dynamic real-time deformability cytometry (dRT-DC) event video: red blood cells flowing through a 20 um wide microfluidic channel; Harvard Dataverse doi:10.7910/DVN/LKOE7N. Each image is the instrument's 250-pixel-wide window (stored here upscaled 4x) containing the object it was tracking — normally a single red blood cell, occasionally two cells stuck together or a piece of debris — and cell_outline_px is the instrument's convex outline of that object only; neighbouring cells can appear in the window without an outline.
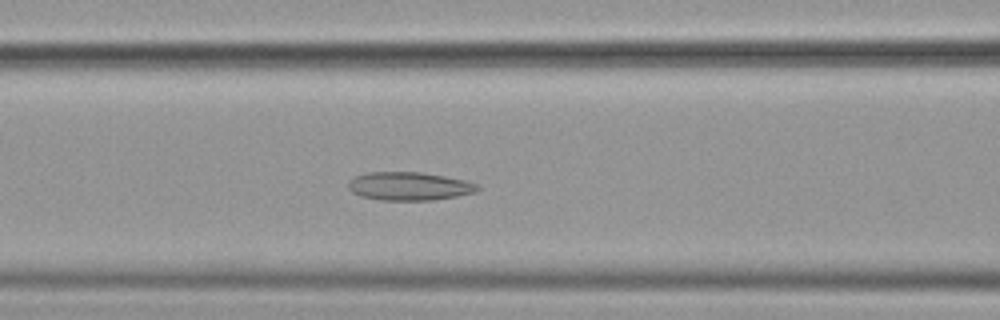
{"species": "common noctule bat (a hibernating species)", "species_latin": "Nyctalus noctula", "temperature_condition": "cold", "stored_images_in_passage": 45, "camera_frame_rate_fps": 3000, "um_per_image_px": 0.085, "animal": {"sex": "female", "body_mass_g": 19.9}, "frame": {"image": 1, "passage_image": 12, "time_ms": 3.667, "image_size_px": [1000, 320], "cell_outline_px": [[480, 188], [476, 192], [456, 196], [432, 200], [380, 200], [360, 196], [352, 192], [348, 188], [348, 184], [356, 176], [368, 172], [420, 172], [444, 176], [464, 180], [476, 184]], "centroid_in_image_um": [34.77, 15.83], "position_along_channel_um": 131.8, "area_um2": 21.15}}
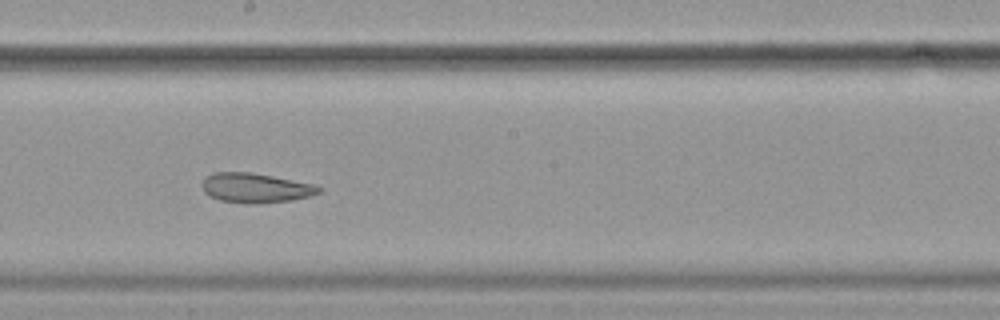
{"frame": {"image": 2, "passage_image": 20, "time_ms": 6.333, "image_size_px": [1000, 320], "cell_outline_px": [[324, 188], [320, 192], [312, 196], [292, 200], [256, 204], [252, 204], [220, 200], [204, 192], [200, 184], [208, 176], [216, 172], [252, 172], [312, 184]], "centroid_in_image_um": [21.74, 15.98], "position_along_channel_um": 226.5, "area_um2": 20.06}}
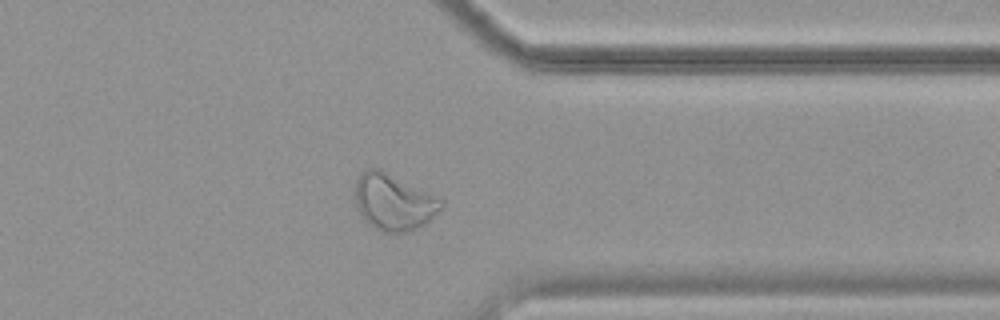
{"frame": {"image": 3, "passage_image": 33, "time_ms": 10.667, "image_size_px": [1000, 320], "cell_outline_px": [[444, 204], [424, 224], [408, 232], [384, 232], [368, 224], [360, 212], [356, 204], [356, 180], [360, 172], [368, 168], [380, 168], [444, 200]], "centroid_in_image_um": [33.44, 17.15], "position_along_channel_um": 378.0, "area_um2": 27.92}, "authors_computed_cell_mechanics": {"area_um2": 23.0622, "velocity_mm_per_s": 3.5611, "shape_relaxation_time_tau1_ms": null, "shape_relaxation_time_tau2_ms": 3.1036, "deformation_change_tau1": null, "deformation_change_tau2": 0.0857}}